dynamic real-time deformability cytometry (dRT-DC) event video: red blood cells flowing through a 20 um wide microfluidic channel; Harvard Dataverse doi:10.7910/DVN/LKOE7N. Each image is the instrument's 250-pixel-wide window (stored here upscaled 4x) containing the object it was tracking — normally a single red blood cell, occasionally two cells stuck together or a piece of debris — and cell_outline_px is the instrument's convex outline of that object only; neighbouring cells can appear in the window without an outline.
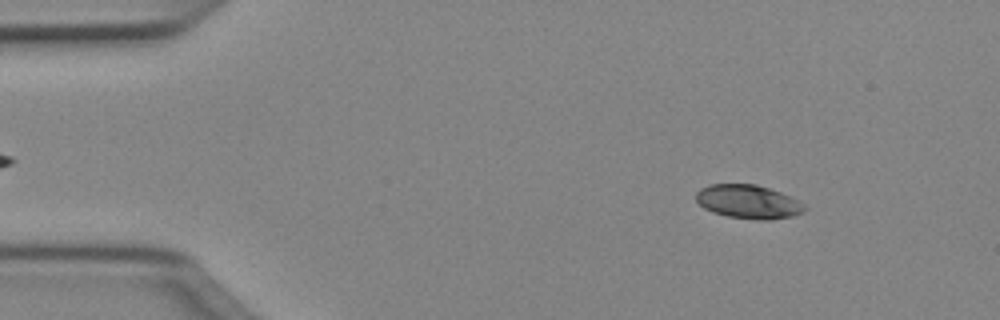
{"species": "Egyptian fruit bat (a non-hibernating species)", "species_latin": "Rousettus aegyptiacus", "temperature_condition": "cold", "stored_images_in_passage": 50, "camera_frame_rate_fps": 3000, "um_per_image_px": 0.085, "animal": {"sex": "female"}, "frame": {"image": 1, "passage_image": 6, "time_ms": 1.667, "image_size_px": [1000, 320], "cell_outline_px": [[808, 208], [804, 212], [792, 216], [772, 220], [760, 220], [728, 216], [712, 212], [704, 208], [696, 200], [696, 192], [700, 188], [708, 184], [756, 184], [780, 192], [804, 204]], "centroid_in_image_um": [63.6, 17.15], "position_along_channel_um": 21.4, "area_um2": 21.33}}
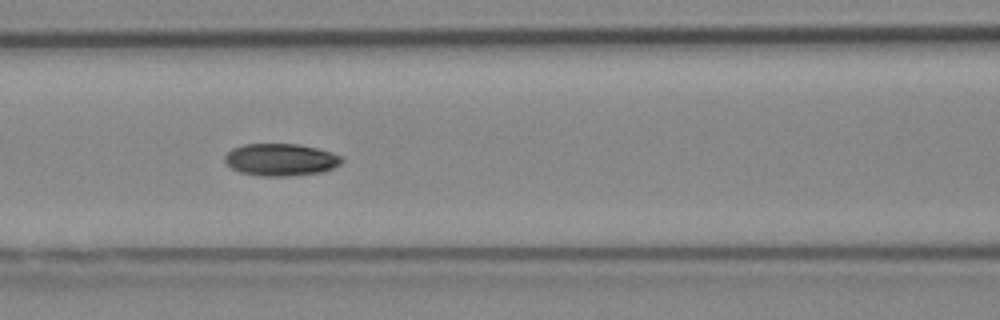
{"frame": {"image": 2, "passage_image": 21, "time_ms": 6.667, "image_size_px": [1000, 320], "cell_outline_px": [[344, 160], [340, 164], [332, 168], [320, 172], [292, 176], [260, 176], [240, 172], [232, 168], [224, 160], [224, 156], [232, 148], [244, 144], [296, 144], [316, 148], [340, 156]], "centroid_in_image_um": [23.83, 13.58], "position_along_channel_um": 142.8, "area_um2": 21.79}}
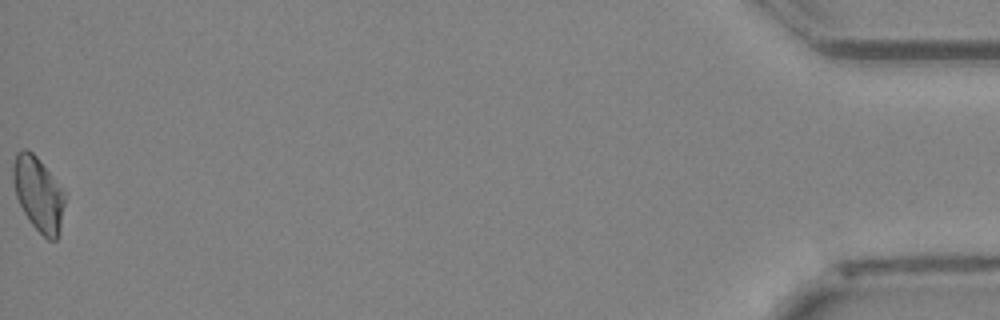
{"frame": {"image": 3, "passage_image": 50, "time_ms": 16.333, "image_size_px": [1000, 320], "cell_outline_px": [[64, 204], [60, 228], [56, 240], [48, 240], [28, 220], [16, 196], [12, 180], [12, 164], [16, 152], [24, 148], [32, 152], [36, 156], [60, 188], [64, 196]], "centroid_in_image_um": [3.21, 16.47], "position_along_channel_um": 432.0, "area_um2": 21.85}, "authors_computed_cell_mechanics": {"area_um2": 21.7039, "velocity_mm_per_s": 4.042, "shape_relaxation_time_tau1_ms": 6.1279, "shape_relaxation_time_tau2_ms": 4.9004, "deformation_change_tau1": 0.1339, "deformation_change_tau2": 0.0728}}